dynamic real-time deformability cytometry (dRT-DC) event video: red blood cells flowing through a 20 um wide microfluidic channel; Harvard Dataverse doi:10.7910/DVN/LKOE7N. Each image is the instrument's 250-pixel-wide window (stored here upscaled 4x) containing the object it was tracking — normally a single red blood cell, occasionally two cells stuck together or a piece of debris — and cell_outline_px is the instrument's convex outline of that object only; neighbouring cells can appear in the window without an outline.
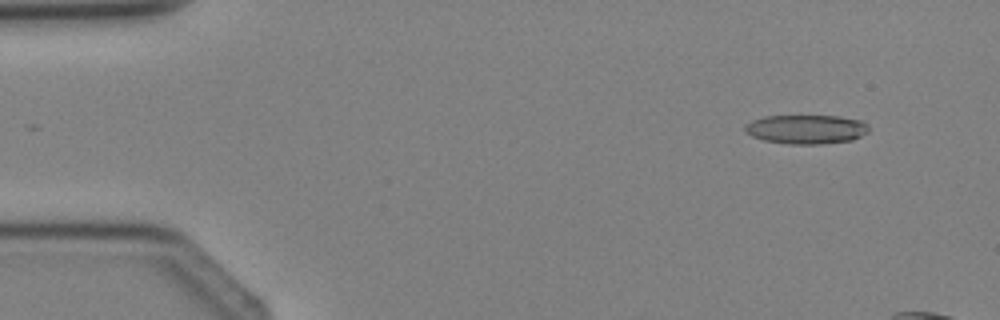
{"species": "Egyptian fruit bat (a non-hibernating species)", "species_latin": "Rousettus aegyptiacus", "temperature_condition": "cold", "stored_images_in_passage": 3, "camera_frame_rate_fps": 3000, "um_per_image_px": 0.085, "animal": {"sex": "female"}, "frame": {"image": 1, "passage_image": 1, "time_ms": 0.0, "image_size_px": [1000, 320], "cell_outline_px": [[868, 132], [852, 140], [820, 144], [788, 144], [764, 140], [752, 136], [744, 128], [744, 124], [752, 120], [764, 116], [840, 116], [864, 120], [868, 124]], "centroid_in_image_um": [68.56, 10.98], "position_along_channel_um": 16.4, "area_um2": 21.1}}